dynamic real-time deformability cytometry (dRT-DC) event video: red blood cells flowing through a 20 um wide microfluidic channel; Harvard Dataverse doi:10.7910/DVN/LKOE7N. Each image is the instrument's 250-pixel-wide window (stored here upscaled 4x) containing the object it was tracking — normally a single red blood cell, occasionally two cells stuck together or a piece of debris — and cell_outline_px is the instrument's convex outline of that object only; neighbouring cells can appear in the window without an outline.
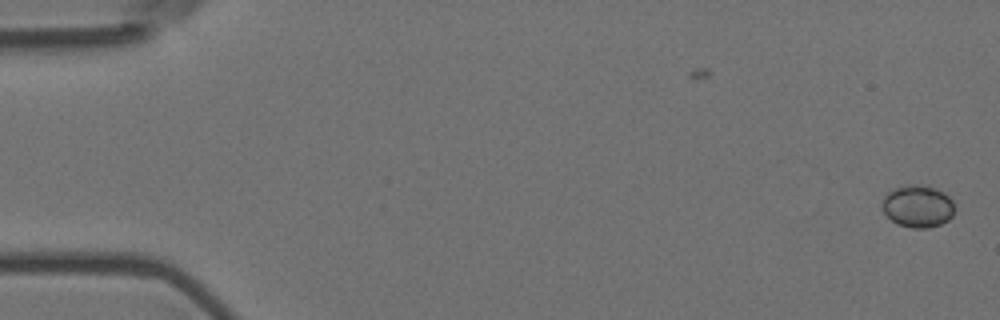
{"species": "Egyptian fruit bat (a non-hibernating species)", "species_latin": "Rousettus aegyptiacus", "temperature_condition": "room temperature", "stored_images_in_passage": 2, "camera_frame_rate_fps": 3000, "um_per_image_px": 0.085, "animal": {"sex": "female"}, "frame": {"image": 1, "passage_image": 2, "time_ms": 0.333, "image_size_px": [1000, 320], "cell_outline_px": [[952, 216], [948, 220], [940, 224], [928, 228], [912, 228], [896, 224], [880, 208], [880, 204], [884, 196], [892, 188], [904, 184], [920, 184], [944, 192], [952, 200]], "centroid_in_image_um": [77.94, 17.52], "position_along_channel_um": 7.1, "area_um2": 17.98}}